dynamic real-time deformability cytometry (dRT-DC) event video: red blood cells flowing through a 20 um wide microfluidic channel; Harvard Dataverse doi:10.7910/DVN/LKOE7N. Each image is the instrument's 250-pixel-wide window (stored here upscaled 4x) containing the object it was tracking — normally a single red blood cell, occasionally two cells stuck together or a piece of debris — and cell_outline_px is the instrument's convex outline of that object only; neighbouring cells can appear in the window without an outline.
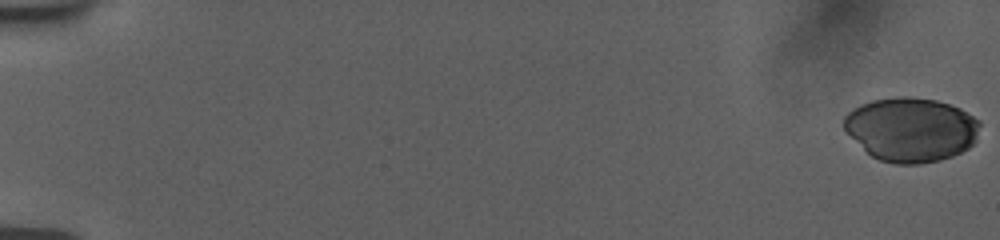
{"species": "human", "species_latin": "Homo sapiens", "temperature_condition": "room temperature", "stored_images_in_passage": 56, "camera_frame_rate_fps": 3000, "um_per_image_px": 0.085, "donor": {"sex": "female"}, "frame": {"image": 1, "passage_image": 1, "time_ms": 0.0, "image_size_px": [1000, 240], "cell_outline_px": [[980, 124], [976, 140], [968, 148], [952, 156], [940, 160], [916, 164], [896, 164], [880, 160], [872, 156], [844, 128], [844, 116], [852, 108], [860, 104], [872, 100], [896, 96], [912, 96], [936, 100], [960, 108], [980, 120]], "centroid_in_image_um": [77.46, 10.98], "position_along_channel_um": 7.5, "area_um2": 50.75}}
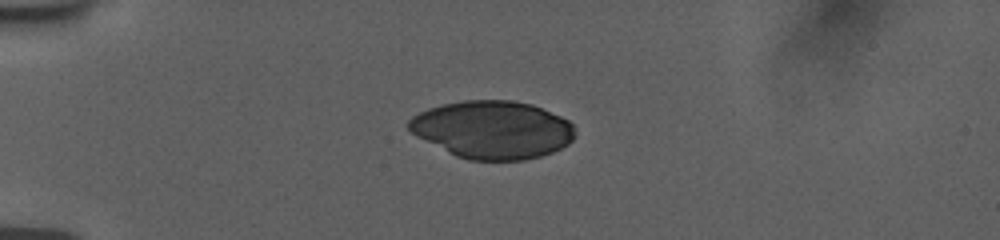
{"frame": {"image": 2, "passage_image": 16, "time_ms": 5.0, "image_size_px": [1000, 240], "cell_outline_px": [[576, 136], [568, 144], [552, 152], [540, 156], [524, 160], [468, 160], [456, 156], [416, 136], [408, 128], [408, 120], [412, 116], [428, 108], [444, 104], [464, 100], [512, 100], [532, 104], [560, 116], [568, 120], [572, 124], [576, 132]], "centroid_in_image_um": [41.87, 11.02], "position_along_channel_um": 43.1, "area_um2": 56.01}}
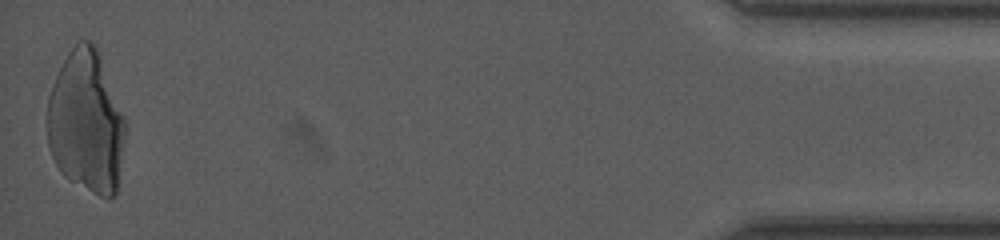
{"frame": {"image": 3, "passage_image": 56, "time_ms": 18.333, "image_size_px": [1000, 240], "cell_outline_px": [[124, 140], [116, 192], [108, 200], [92, 192], [64, 176], [60, 172], [52, 156], [48, 144], [48, 96], [52, 84], [68, 52], [80, 40], [92, 40], [100, 56], [124, 116]], "centroid_in_image_um": [7.31, 10.37], "position_along_channel_um": 427.9, "area_um2": 64.04}}